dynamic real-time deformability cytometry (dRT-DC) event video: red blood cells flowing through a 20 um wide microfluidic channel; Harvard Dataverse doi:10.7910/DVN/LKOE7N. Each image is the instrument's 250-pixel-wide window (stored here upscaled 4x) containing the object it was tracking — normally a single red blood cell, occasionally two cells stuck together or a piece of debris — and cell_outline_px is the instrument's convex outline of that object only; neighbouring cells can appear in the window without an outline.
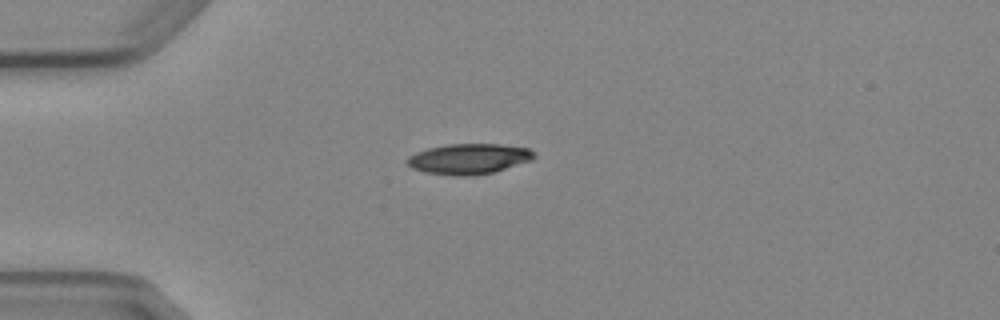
{"species": "Egyptian fruit bat (a non-hibernating species)", "species_latin": "Rousettus aegyptiacus", "temperature_condition": "cold", "stored_images_in_passage": 4, "camera_frame_rate_fps": 3000, "um_per_image_px": 0.085, "animal": {"sex": "female"}, "frame": {"image": 1, "passage_image": 1, "time_ms": 0.0, "image_size_px": [1000, 320], "cell_outline_px": [[536, 156], [532, 160], [492, 172], [468, 176], [456, 176], [424, 172], [412, 168], [404, 160], [408, 156], [416, 152], [428, 148], [448, 144], [500, 144], [528, 148]], "centroid_in_image_um": [39.81, 13.5], "position_along_channel_um": 45.2, "area_um2": 22.43}}
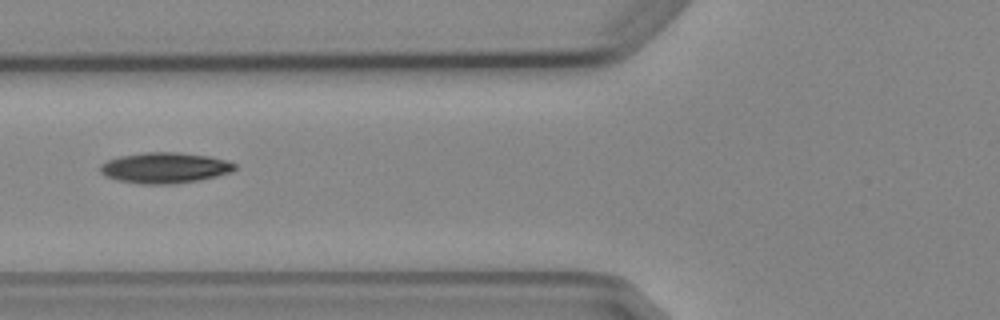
{"frame": {"image": 2, "passage_image": 3, "time_ms": 2.333, "image_size_px": [1000, 320], "cell_outline_px": [[236, 168], [232, 172], [200, 180], [176, 184], [140, 184], [116, 180], [100, 172], [100, 164], [108, 160], [120, 156], [144, 152], [176, 152], [208, 156], [228, 160], [236, 164]], "centroid_in_image_um": [14.03, 14.27], "position_along_channel_um": 111.8, "area_um2": 24.22}}
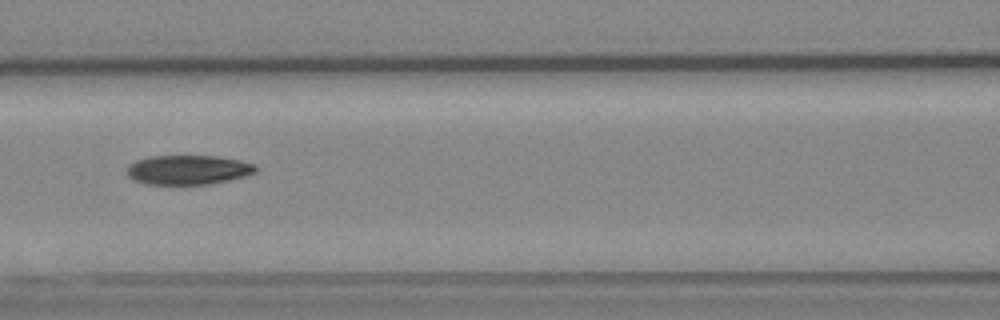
{"frame": {"image": 3, "passage_image": 4, "time_ms": 3.333, "image_size_px": [1000, 320], "cell_outline_px": [[256, 172], [244, 176], [228, 180], [208, 184], [144, 184], [132, 180], [128, 176], [128, 164], [136, 160], [148, 156], [216, 156], [240, 160], [256, 164]], "centroid_in_image_um": [15.96, 14.43], "position_along_channel_um": 150.6, "area_um2": 22.14}}